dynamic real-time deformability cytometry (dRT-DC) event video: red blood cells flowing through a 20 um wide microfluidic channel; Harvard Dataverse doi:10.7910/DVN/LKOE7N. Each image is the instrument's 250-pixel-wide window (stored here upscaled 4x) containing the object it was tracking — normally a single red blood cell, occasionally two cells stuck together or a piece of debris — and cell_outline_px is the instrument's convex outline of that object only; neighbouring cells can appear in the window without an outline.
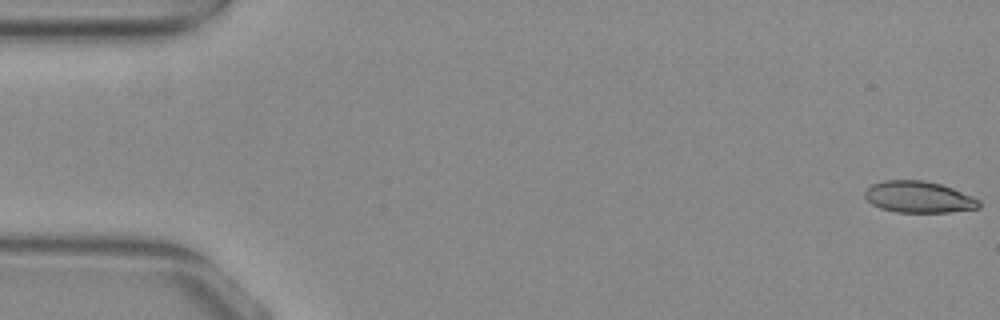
{"species": "common noctule bat (a hibernating species)", "species_latin": "Nyctalus noctula", "temperature_condition": "warm", "stored_images_in_passage": 7, "camera_frame_rate_fps": 3000, "um_per_image_px": 0.085, "animal": {"sex": "female", "body_mass_g": 29.2, "forearm_length_mm": 56.3}, "frame": {"image": 1, "passage_image": 1, "time_ms": 0.0, "image_size_px": [1000, 320], "cell_outline_px": [[980, 208], [952, 212], [896, 212], [880, 208], [872, 204], [864, 196], [864, 192], [872, 184], [884, 180], [924, 180], [940, 184], [952, 188], [972, 196], [980, 200]], "centroid_in_image_um": [78.1, 16.75], "position_along_channel_um": 6.9, "area_um2": 20.98}}